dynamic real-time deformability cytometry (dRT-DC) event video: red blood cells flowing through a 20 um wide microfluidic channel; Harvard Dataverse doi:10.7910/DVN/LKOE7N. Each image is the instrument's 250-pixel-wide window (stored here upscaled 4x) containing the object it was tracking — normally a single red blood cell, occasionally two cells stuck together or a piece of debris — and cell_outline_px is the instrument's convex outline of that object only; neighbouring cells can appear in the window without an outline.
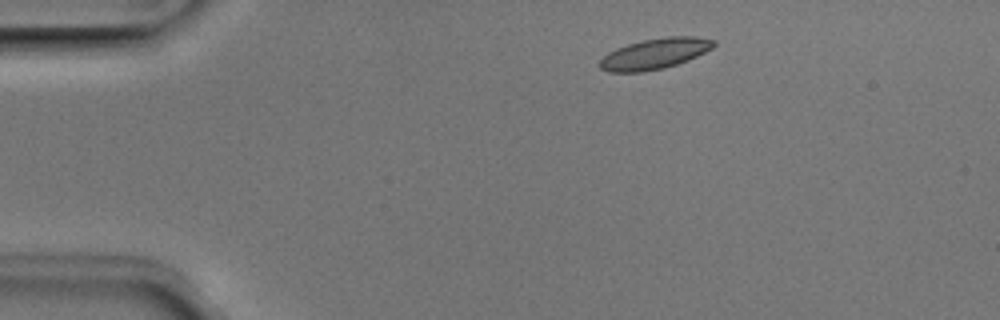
{"species": "Egyptian fruit bat (a non-hibernating species)", "species_latin": "Rousettus aegyptiacus", "temperature_condition": "room temperature", "stored_images_in_passage": 43, "camera_frame_rate_fps": 3000, "um_per_image_px": 0.085, "animal": {"sex": "male"}, "frame": {"image": 1, "passage_image": 1, "time_ms": 0.0, "image_size_px": [1000, 320], "cell_outline_px": [[716, 44], [712, 48], [688, 60], [664, 68], [644, 72], [608, 72], [600, 68], [596, 64], [608, 52], [616, 48], [628, 44], [644, 40], [668, 36], [696, 36], [716, 40]], "centroid_in_image_um": [55.64, 4.57], "position_along_channel_um": 29.4, "area_um2": 20.46}}
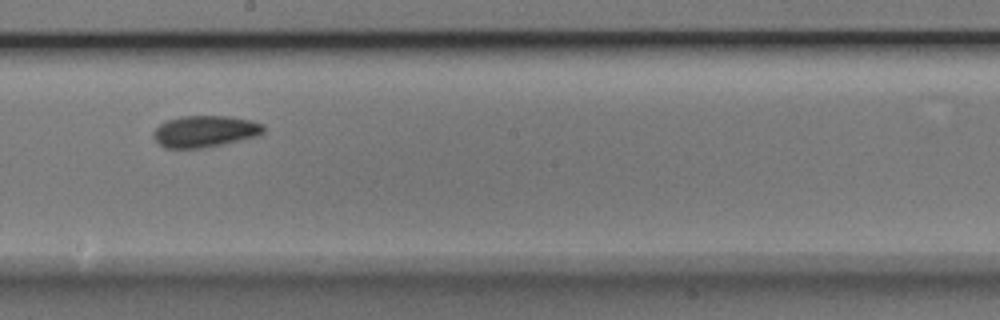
{"frame": {"image": 2, "passage_image": 21, "time_ms": 6.667, "image_size_px": [1000, 320], "cell_outline_px": [[264, 132], [260, 136], [224, 144], [200, 148], [164, 148], [152, 136], [152, 132], [160, 124], [168, 120], [180, 116], [228, 116], [252, 120], [264, 124]], "centroid_in_image_um": [17.45, 11.16], "position_along_channel_um": 230.8, "area_um2": 20.46}}
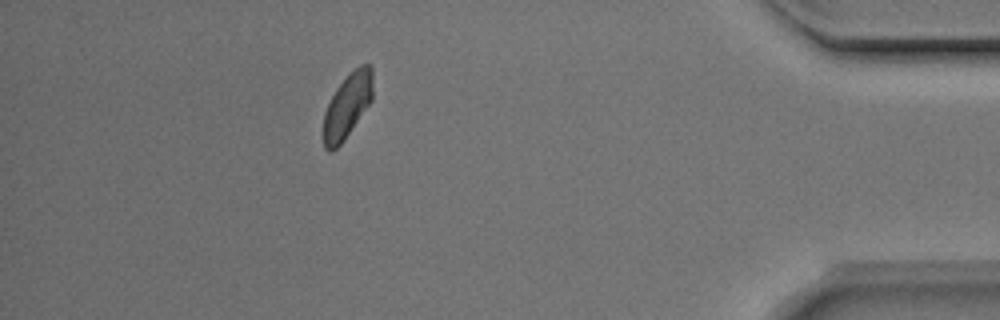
{"frame": {"image": 3, "passage_image": 38, "time_ms": 12.333, "image_size_px": [1000, 320], "cell_outline_px": [[372, 100], [344, 140], [332, 152], [328, 152], [324, 148], [324, 112], [336, 88], [360, 64], [368, 64], [372, 68]], "centroid_in_image_um": [29.52, 9.02], "position_along_channel_um": 405.7, "area_um2": 18.21}, "authors_computed_cell_mechanics": {"area_um2": 19.4786, "velocity_mm_per_s": 3.915, "shape_relaxation_time_tau1_ms": 3.5686, "shape_relaxation_time_tau2_ms": 3.4989, "deformation_change_tau1": 0.1058, "deformation_change_tau2": 0.0767}}